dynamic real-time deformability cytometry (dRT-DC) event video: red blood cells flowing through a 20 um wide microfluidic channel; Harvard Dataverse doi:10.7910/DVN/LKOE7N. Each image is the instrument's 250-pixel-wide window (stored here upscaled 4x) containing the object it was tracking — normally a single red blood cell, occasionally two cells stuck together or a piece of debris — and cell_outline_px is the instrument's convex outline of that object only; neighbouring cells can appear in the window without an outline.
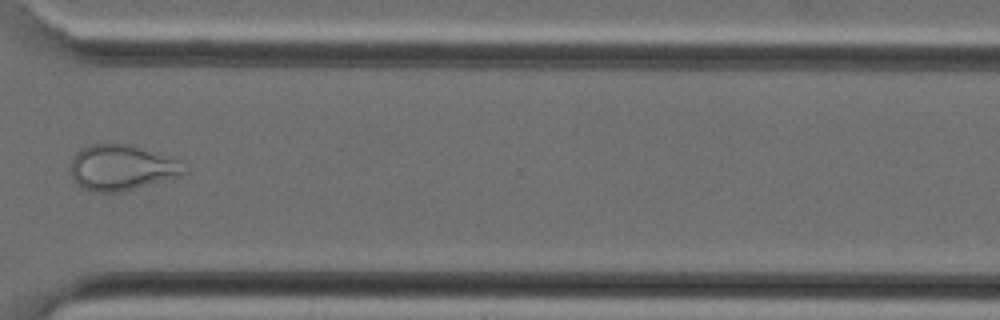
{"species": "Egyptian fruit bat (a non-hibernating species)", "species_latin": "Rousettus aegyptiacus", "temperature_condition": "cold", "stored_images_in_passage": 28, "camera_frame_rate_fps": 3000, "um_per_image_px": 0.085, "animal": {"sex": "female"}, "frame": {"image": 1, "passage_image": 19, "time_ms": 6.0, "image_size_px": [1000, 320], "cell_outline_px": [[184, 172], [180, 176], [116, 192], [92, 192], [76, 184], [72, 176], [72, 160], [76, 152], [92, 144], [128, 144], [176, 160]], "centroid_in_image_um": [10.25, 14.25], "position_along_channel_um": 360.4, "area_um2": 28.96}}
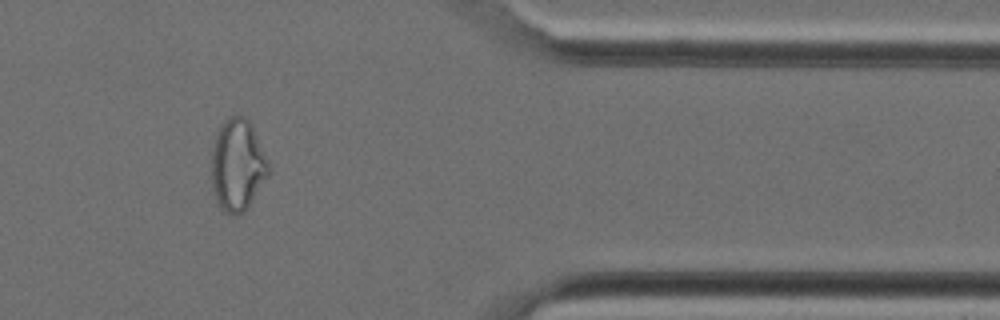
{"frame": {"image": 2, "passage_image": 22, "time_ms": 7.0, "image_size_px": [1000, 320], "cell_outline_px": [[272, 168], [248, 208], [244, 212], [236, 216], [232, 216], [224, 212], [220, 208], [216, 200], [212, 188], [212, 148], [220, 124], [228, 116], [244, 116], [252, 124]], "centroid_in_image_um": [20.2, 14.04], "position_along_channel_um": 391.2, "area_um2": 30.98}}